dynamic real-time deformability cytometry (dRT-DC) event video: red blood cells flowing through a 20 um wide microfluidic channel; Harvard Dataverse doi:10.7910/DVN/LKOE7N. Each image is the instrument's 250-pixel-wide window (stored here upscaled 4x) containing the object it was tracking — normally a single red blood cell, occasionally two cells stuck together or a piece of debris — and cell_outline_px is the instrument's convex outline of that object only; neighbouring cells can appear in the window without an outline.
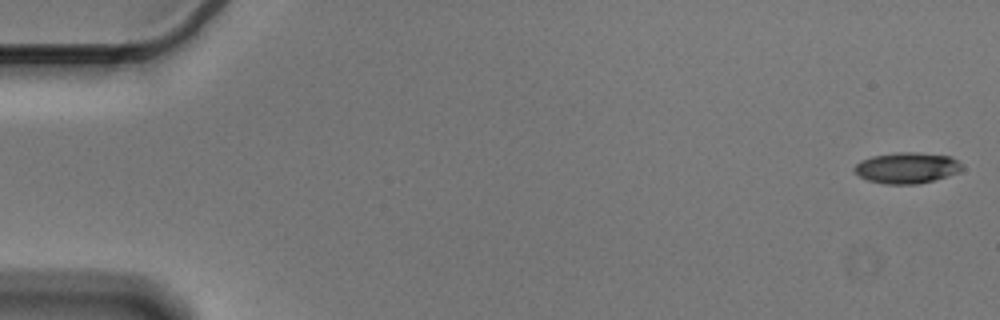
{"species": "Egyptian fruit bat (a non-hibernating species)", "species_latin": "Rousettus aegyptiacus", "temperature_condition": "cold", "stored_images_in_passage": 13, "camera_frame_rate_fps": 3000, "um_per_image_px": 0.085, "animal": {"sex": "male"}, "frame": {"image": 1, "passage_image": 1, "time_ms": 0.0, "image_size_px": [1000, 320], "cell_outline_px": [[964, 168], [960, 172], [948, 176], [916, 184], [888, 184], [868, 180], [860, 176], [852, 168], [860, 160], [872, 156], [896, 152], [916, 152], [952, 156], [964, 164]], "centroid_in_image_um": [77.13, 14.25], "position_along_channel_um": 7.9, "area_um2": 19.59}}